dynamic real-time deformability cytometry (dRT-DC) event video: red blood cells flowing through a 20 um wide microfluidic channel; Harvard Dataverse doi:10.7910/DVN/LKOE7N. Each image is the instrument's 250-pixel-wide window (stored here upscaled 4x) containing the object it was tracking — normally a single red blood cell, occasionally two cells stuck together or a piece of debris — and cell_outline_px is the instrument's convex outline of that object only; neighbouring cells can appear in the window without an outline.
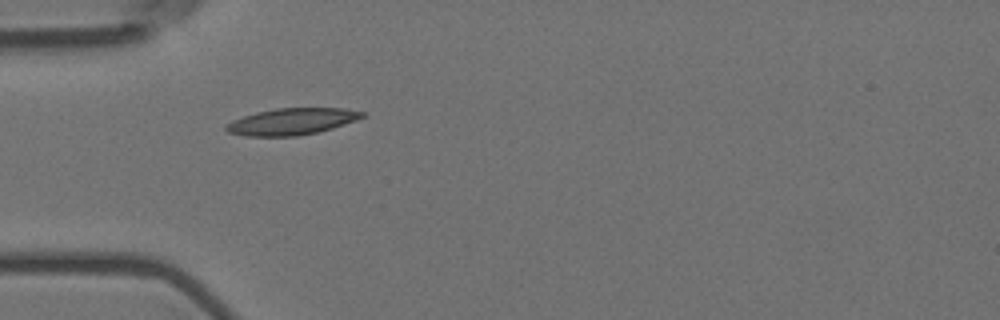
{"species": "Egyptian fruit bat (a non-hibernating species)", "species_latin": "Rousettus aegyptiacus", "temperature_condition": "room temperature", "stored_images_in_passage": 5, "camera_frame_rate_fps": 3000, "um_per_image_px": 0.085, "animal": {"sex": "female"}, "frame": {"image": 1, "passage_image": 4, "time_ms": 1.0, "image_size_px": [1000, 320], "cell_outline_px": [[368, 116], [332, 128], [316, 132], [296, 136], [244, 136], [228, 132], [224, 128], [224, 124], [232, 120], [256, 112], [276, 108], [344, 108], [364, 112]], "centroid_in_image_um": [24.78, 10.32], "position_along_channel_um": 60.2, "area_um2": 21.15}}
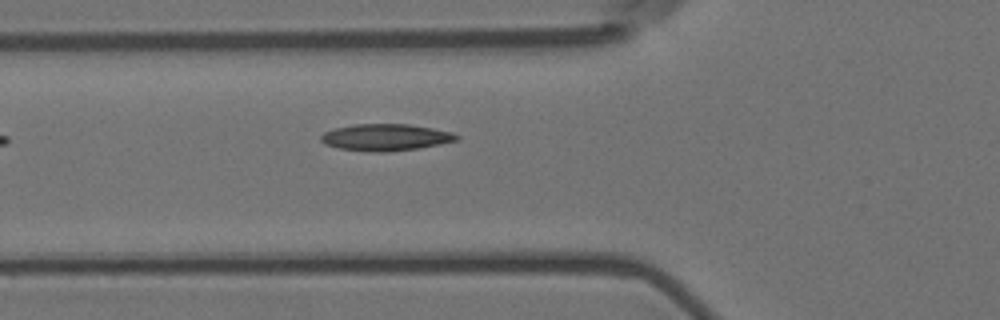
{"frame": {"image": 2, "passage_image": 5, "time_ms": 1.333, "image_size_px": [1000, 320], "cell_outline_px": [[460, 140], [440, 144], [416, 148], [384, 152], [376, 152], [340, 148], [324, 144], [320, 140], [320, 136], [324, 132], [336, 128], [352, 124], [408, 124], [432, 128], [452, 132], [460, 136]], "centroid_in_image_um": [32.79, 11.66], "position_along_channel_um": 93.0, "area_um2": 21.04}}